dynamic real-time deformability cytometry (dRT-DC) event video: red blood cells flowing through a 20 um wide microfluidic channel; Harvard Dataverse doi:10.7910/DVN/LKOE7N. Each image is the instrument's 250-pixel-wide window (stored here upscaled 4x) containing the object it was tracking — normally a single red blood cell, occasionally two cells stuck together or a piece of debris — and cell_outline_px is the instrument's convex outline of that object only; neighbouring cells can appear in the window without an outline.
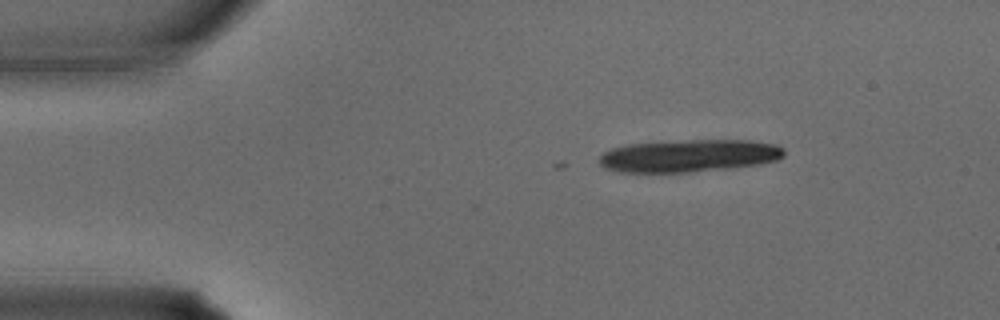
{"species": "common noctule bat (a hibernating species)", "species_latin": "Nyctalus noctula", "temperature_condition": "warm", "stored_images_in_passage": 2, "camera_frame_rate_fps": 3000, "um_per_image_px": 0.085, "animal": {"sex": "male", "body_mass_g": 15.6}, "frame": {"image": 1, "passage_image": 2, "time_ms": 0.333, "image_size_px": [1000, 320], "cell_outline_px": [[784, 156], [776, 160], [760, 164], [728, 168], [688, 172], [620, 172], [604, 168], [600, 164], [600, 156], [604, 152], [612, 148], [628, 144], [688, 140], [752, 140], [776, 144], [784, 148]], "centroid_in_image_um": [58.59, 13.23], "position_along_channel_um": 26.4, "area_um2": 34.97}}